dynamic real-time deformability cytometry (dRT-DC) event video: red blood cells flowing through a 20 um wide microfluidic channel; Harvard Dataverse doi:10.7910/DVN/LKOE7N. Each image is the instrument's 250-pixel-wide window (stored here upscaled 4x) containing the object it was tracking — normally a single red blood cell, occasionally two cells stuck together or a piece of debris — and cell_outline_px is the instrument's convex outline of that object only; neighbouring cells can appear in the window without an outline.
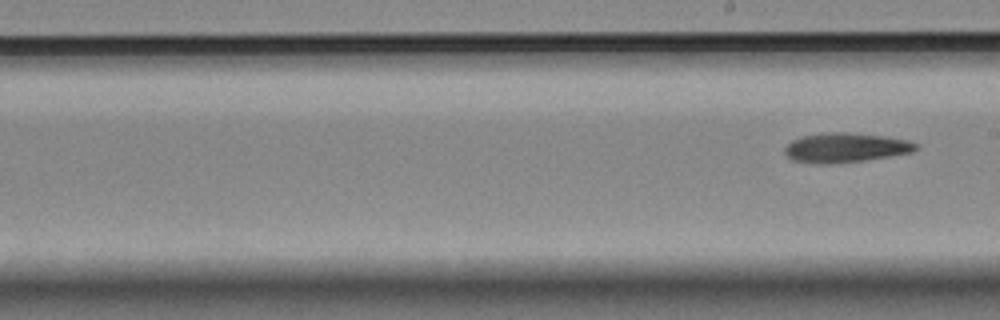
{"species": "Egyptian fruit bat (a non-hibernating species)", "species_latin": "Rousettus aegyptiacus", "temperature_condition": "room temperature", "stored_images_in_passage": 7, "segment_of_instrument_passage": [2, 2], "camera_frame_rate_fps": 3000, "um_per_image_px": 0.085, "animal": {"sex": "female"}, "frame": {"image": 1, "passage_image": 7, "time_ms": 7.333, "image_size_px": [1000, 320], "cell_outline_px": [[916, 148], [912, 152], [864, 160], [828, 164], [816, 164], [792, 160], [784, 152], [784, 148], [792, 140], [800, 136], [832, 132], [848, 132], [884, 136], [908, 140], [916, 144]], "centroid_in_image_um": [71.82, 12.55], "position_along_channel_um": 217.2, "area_um2": 22.37}}